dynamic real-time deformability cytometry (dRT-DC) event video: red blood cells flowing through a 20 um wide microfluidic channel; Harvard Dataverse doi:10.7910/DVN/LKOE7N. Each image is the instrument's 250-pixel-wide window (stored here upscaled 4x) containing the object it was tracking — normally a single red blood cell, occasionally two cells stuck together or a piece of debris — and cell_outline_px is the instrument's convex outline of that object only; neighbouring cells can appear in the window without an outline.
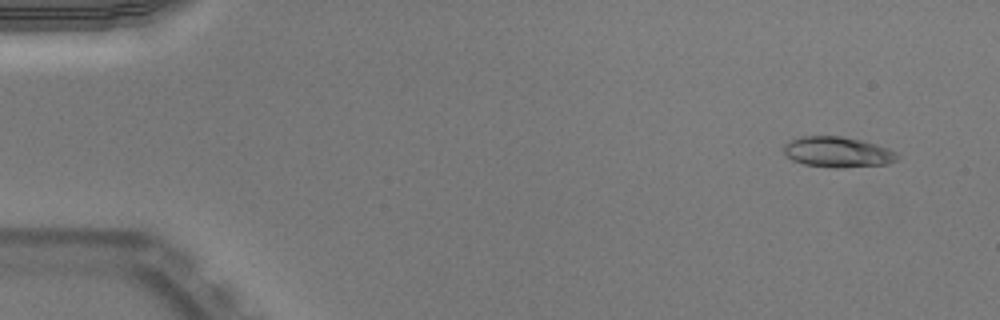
{"species": "Egyptian fruit bat (a non-hibernating species)", "species_latin": "Rousettus aegyptiacus", "temperature_condition": "warm", "stored_images_in_passage": 52, "camera_frame_rate_fps": 3000, "um_per_image_px": 0.085, "animal": {"sex": "male"}, "frame": {"image": 1, "passage_image": 4, "time_ms": 1.0, "image_size_px": [1000, 320], "cell_outline_px": [[900, 156], [896, 160], [888, 164], [844, 168], [832, 168], [804, 164], [792, 160], [784, 152], [784, 144], [800, 136], [840, 136], [860, 140], [876, 144], [888, 148], [896, 152]], "centroid_in_image_um": [71.22, 12.93], "position_along_channel_um": 13.8, "area_um2": 20.29}}
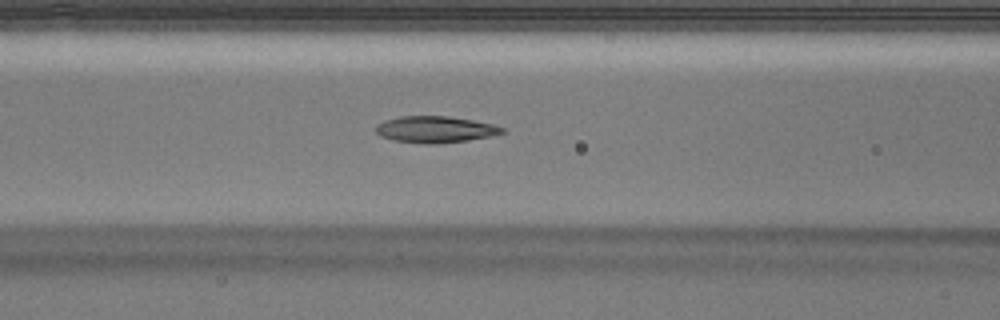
{"frame": {"image": 2, "passage_image": 22, "time_ms": 7.0, "image_size_px": [1000, 320], "cell_outline_px": [[508, 132], [492, 136], [468, 140], [432, 144], [424, 144], [392, 140], [380, 136], [376, 132], [376, 124], [384, 120], [400, 116], [448, 116], [472, 120], [492, 124], [504, 128]], "centroid_in_image_um": [36.99, 11.0], "position_along_channel_um": 129.6, "area_um2": 19.65}}
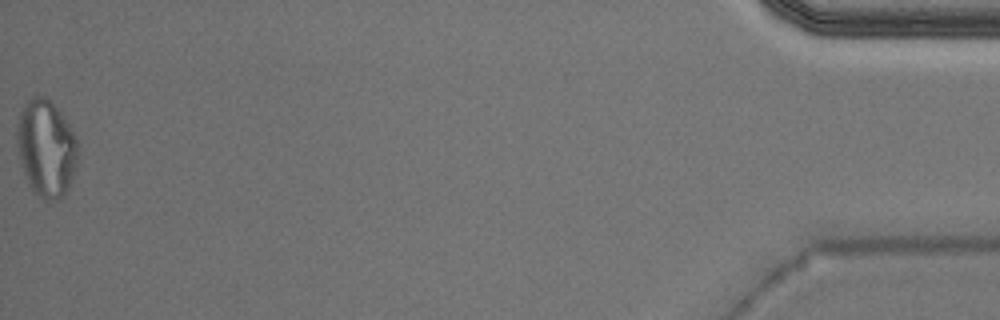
{"frame": {"image": 3, "passage_image": 52, "time_ms": 17.0, "image_size_px": [1000, 320], "cell_outline_px": [[76, 168], [68, 188], [60, 196], [52, 200], [44, 200], [32, 192], [28, 184], [24, 172], [16, 144], [16, 128], [20, 112], [28, 100], [32, 96], [44, 96], [52, 100], [76, 136]], "centroid_in_image_um": [3.9, 12.58], "position_along_channel_um": 431.3, "area_um2": 34.22}, "authors_computed_cell_mechanics": {"area_um2": 20.1144, "velocity_mm_per_s": 3.9561, "shape_relaxation_time_tau1_ms": null, "shape_relaxation_time_tau2_ms": 2.7705, "deformation_change_tau1": null, "deformation_change_tau2": 0.1108}}